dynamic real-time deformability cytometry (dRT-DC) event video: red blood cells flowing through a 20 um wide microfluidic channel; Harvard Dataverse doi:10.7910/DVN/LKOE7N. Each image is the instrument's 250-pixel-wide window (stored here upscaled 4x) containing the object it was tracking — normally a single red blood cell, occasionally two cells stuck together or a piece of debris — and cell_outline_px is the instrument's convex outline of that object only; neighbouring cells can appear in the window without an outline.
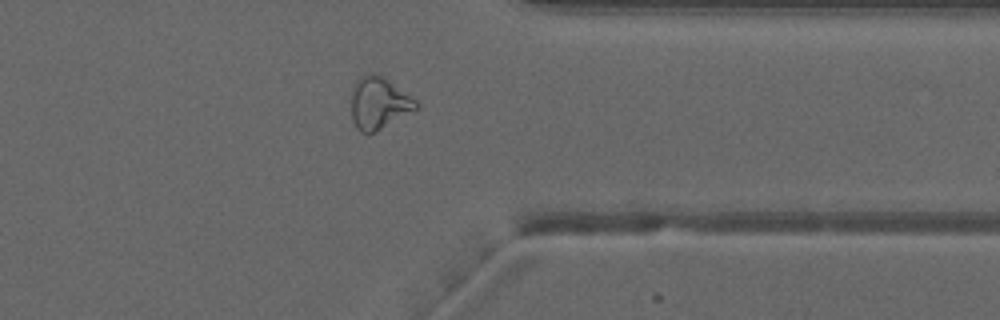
{"species": "common noctule bat (a hibernating species)", "species_latin": "Nyctalus noctula", "temperature_condition": "warm", "stored_images_in_passage": 32, "camera_frame_rate_fps": 3000, "um_per_image_px": 0.085, "animal": {"sex": "male", "forearm_length_mm": 52.5}, "frame": {"image": 1, "passage_image": 28, "time_ms": 9.0, "image_size_px": [1000, 320], "cell_outline_px": [[420, 108], [376, 132], [360, 132], [356, 128], [352, 120], [348, 100], [352, 84], [360, 76], [368, 72], [372, 72], [384, 76], [416, 100], [420, 104]], "centroid_in_image_um": [32.15, 8.74], "position_along_channel_um": 379.2, "area_um2": 20.58}}